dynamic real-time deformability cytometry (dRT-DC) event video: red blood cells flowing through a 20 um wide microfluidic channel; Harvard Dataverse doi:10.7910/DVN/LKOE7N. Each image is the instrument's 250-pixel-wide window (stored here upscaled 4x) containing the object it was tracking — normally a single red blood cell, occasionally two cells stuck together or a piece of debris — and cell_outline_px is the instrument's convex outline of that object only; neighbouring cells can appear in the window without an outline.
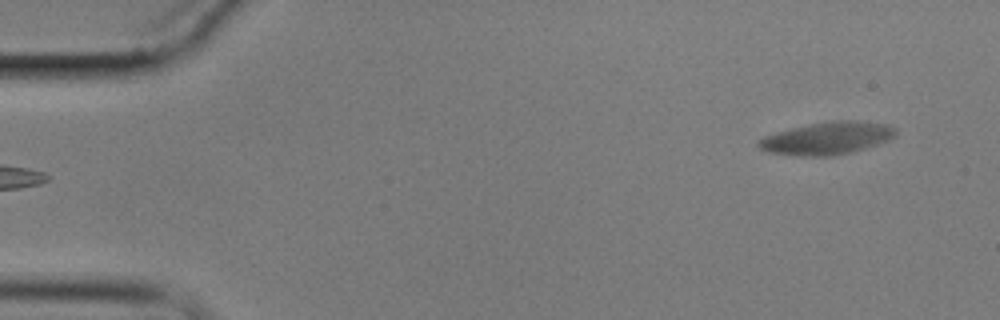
{"species": "common noctule bat (a hibernating species)", "species_latin": "Nyctalus noctula", "temperature_condition": "cold", "stored_images_in_passage": 6, "camera_frame_rate_fps": 3000, "um_per_image_px": 0.085, "animal": {"sex": "male", "body_mass_g": 17.9}, "frame": {"image": 1, "passage_image": 6, "time_ms": 6.0, "image_size_px": [1000, 320], "cell_outline_px": [[896, 136], [876, 144], [852, 152], [828, 156], [800, 156], [768, 152], [760, 148], [756, 144], [756, 140], [764, 136], [776, 132], [792, 128], [832, 120], [856, 120], [888, 124], [896, 128]], "centroid_in_image_um": [70.29, 11.74], "position_along_channel_um": 14.7, "area_um2": 25.89}}